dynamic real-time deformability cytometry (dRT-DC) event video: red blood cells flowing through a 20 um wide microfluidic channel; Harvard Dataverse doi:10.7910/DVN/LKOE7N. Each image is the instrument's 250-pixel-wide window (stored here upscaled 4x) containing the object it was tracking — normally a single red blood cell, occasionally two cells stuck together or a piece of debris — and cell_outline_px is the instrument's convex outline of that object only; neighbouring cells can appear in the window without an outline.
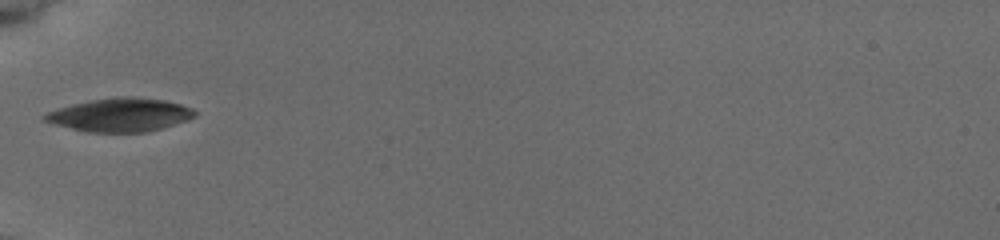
{"species": "common noctule bat (a hibernating species)", "species_latin": "Nyctalus noctula", "temperature_condition": "cold", "stored_images_in_passage": 23, "camera_frame_rate_fps": 3000, "um_per_image_px": 0.085, "animal": {"sex": "female", "body_mass_g": 19.5, "forearm_length_mm": 54.1}, "frame": {"image": 1, "passage_image": 1, "time_ms": 0.0, "image_size_px": [1000, 240], "cell_outline_px": [[196, 116], [188, 120], [160, 128], [144, 132], [88, 132], [52, 124], [44, 120], [40, 116], [48, 112], [72, 104], [92, 100], [116, 96], [132, 96], [164, 100], [180, 104], [192, 108], [196, 112]], "centroid_in_image_um": [10.2, 9.76], "position_along_channel_um": 74.8, "area_um2": 29.13}}